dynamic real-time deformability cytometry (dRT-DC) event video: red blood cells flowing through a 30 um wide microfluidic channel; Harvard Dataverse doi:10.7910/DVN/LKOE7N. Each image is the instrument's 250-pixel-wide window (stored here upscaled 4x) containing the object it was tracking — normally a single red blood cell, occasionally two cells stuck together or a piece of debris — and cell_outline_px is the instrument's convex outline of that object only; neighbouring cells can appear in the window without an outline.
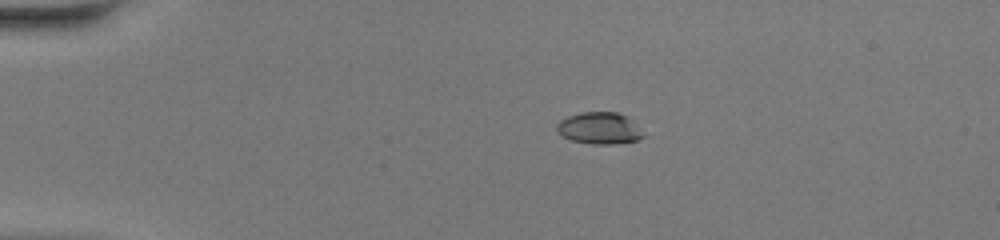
{"species": "common noctule bat (a hibernating species)", "species_latin": "Nyctalus noctula", "temperature_condition": "warm", "stored_images_in_passage": 38, "camera_frame_rate_fps": 3000, "um_per_image_px": 0.085, "animal": {"sex": "female", "body_mass_g": 20.0, "forearm_length_mm": 54.0}, "frame": {"image": 1, "passage_image": 1, "time_ms": 0.0, "image_size_px": [1000, 240], "cell_outline_px": [[644, 136], [636, 140], [612, 144], [592, 144], [572, 140], [560, 136], [556, 132], [556, 124], [560, 120], [568, 116], [580, 112], [616, 112], [628, 116], [632, 120]], "centroid_in_image_um": [50.89, 10.89], "position_along_channel_um": 34.1, "area_um2": 16.01}}
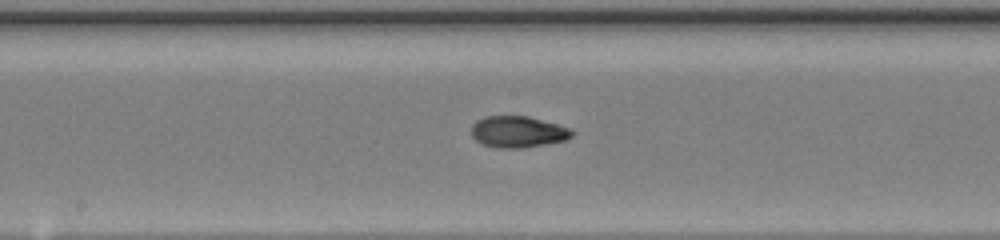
{"frame": {"image": 2, "passage_image": 17, "time_ms": 5.333, "image_size_px": [1000, 240], "cell_outline_px": [[576, 132], [568, 140], [524, 148], [496, 148], [480, 144], [472, 136], [472, 124], [476, 120], [484, 116], [528, 116], [572, 128]], "centroid_in_image_um": [44.05, 11.21], "position_along_channel_um": 204.2, "area_um2": 18.79}}
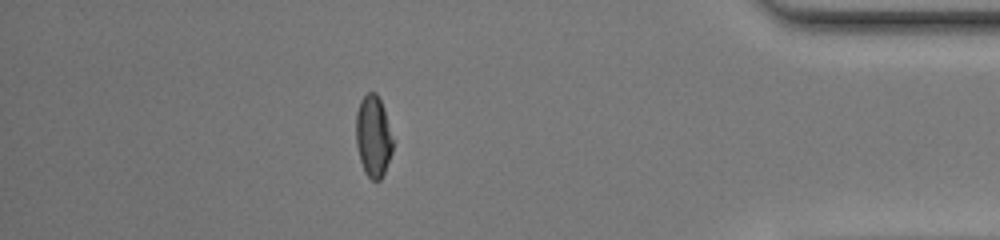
{"frame": {"image": 3, "passage_image": 33, "time_ms": 10.667, "image_size_px": [1000, 240], "cell_outline_px": [[392, 152], [384, 172], [380, 180], [372, 180], [364, 172], [360, 160], [356, 144], [356, 112], [360, 100], [368, 92], [376, 92], [384, 108], [392, 140]], "centroid_in_image_um": [31.7, 11.57], "position_along_channel_um": 403.5, "area_um2": 17.34}, "authors_computed_cell_mechanics": {"area_um2": 18.0047, "velocity_mm_per_s": 4.3984, "shape_relaxation_time_tau1_ms": null, "shape_relaxation_time_tau2_ms": 1.0466, "deformation_change_tau1": null, "deformation_change_tau2": 0.059}}